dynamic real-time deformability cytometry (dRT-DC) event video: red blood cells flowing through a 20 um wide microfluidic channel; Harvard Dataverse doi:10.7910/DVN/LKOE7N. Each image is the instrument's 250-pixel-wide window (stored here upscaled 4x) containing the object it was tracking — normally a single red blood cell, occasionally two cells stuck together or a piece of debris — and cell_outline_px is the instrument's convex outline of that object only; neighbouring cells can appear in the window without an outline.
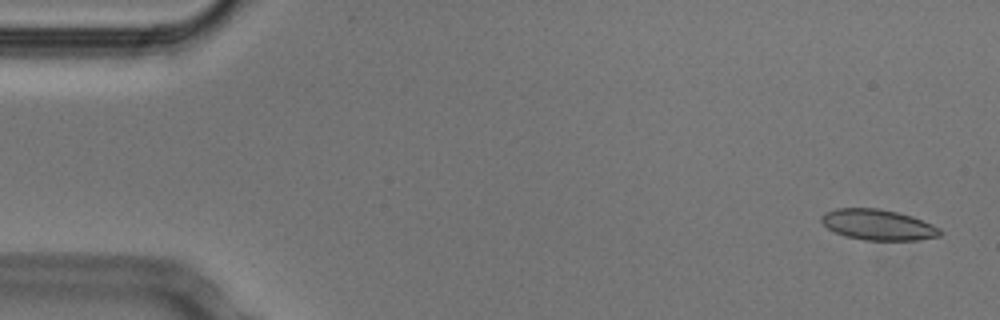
{"species": "Egyptian fruit bat (a non-hibernating species)", "species_latin": "Rousettus aegyptiacus", "temperature_condition": "cold", "stored_images_in_passage": 52, "camera_frame_rate_fps": 3000, "um_per_image_px": 0.085, "animal": {"sex": "male"}, "frame": {"image": 1, "passage_image": 2, "time_ms": 0.333, "image_size_px": [1000, 320], "cell_outline_px": [[944, 232], [940, 236], [916, 240], [864, 240], [844, 236], [828, 228], [820, 220], [820, 216], [824, 212], [836, 208], [880, 208], [912, 216], [932, 224], [940, 228]], "centroid_in_image_um": [74.63, 19.1], "position_along_channel_um": 10.4, "area_um2": 21.33}}
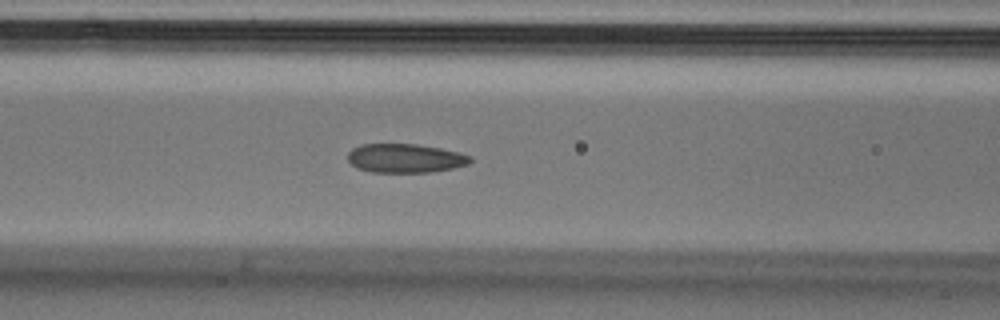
{"frame": {"image": 2, "passage_image": 21, "time_ms": 6.667, "image_size_px": [1000, 320], "cell_outline_px": [[472, 160], [468, 164], [452, 168], [428, 172], [372, 172], [356, 168], [348, 160], [348, 152], [352, 148], [360, 144], [416, 144], [440, 148], [460, 152], [472, 156]], "centroid_in_image_um": [34.43, 13.44], "position_along_channel_um": 132.2, "area_um2": 20.69}}
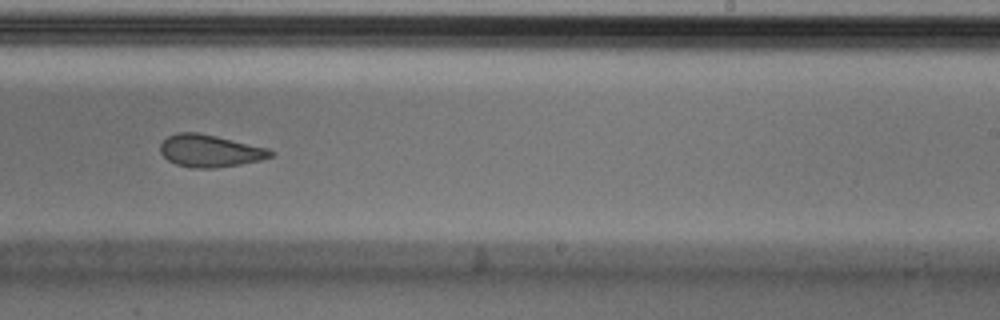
{"frame": {"image": 3, "passage_image": 32, "time_ms": 10.333, "image_size_px": [1000, 320], "cell_outline_px": [[276, 152], [272, 156], [260, 160], [240, 164], [216, 168], [192, 168], [176, 164], [168, 160], [160, 152], [160, 144], [168, 136], [176, 132], [196, 132], [216, 136], [268, 148]], "centroid_in_image_um": [17.84, 12.82], "position_along_channel_um": 271.2, "area_um2": 20.75}, "authors_computed_cell_mechanics": {"area_um2": 21.7617, "velocity_mm_per_s": 3.8009, "shape_relaxation_time_tau1_ms": null, "shape_relaxation_time_tau2_ms": 2.0414, "deformation_change_tau1": null, "deformation_change_tau2": 0.0645}}